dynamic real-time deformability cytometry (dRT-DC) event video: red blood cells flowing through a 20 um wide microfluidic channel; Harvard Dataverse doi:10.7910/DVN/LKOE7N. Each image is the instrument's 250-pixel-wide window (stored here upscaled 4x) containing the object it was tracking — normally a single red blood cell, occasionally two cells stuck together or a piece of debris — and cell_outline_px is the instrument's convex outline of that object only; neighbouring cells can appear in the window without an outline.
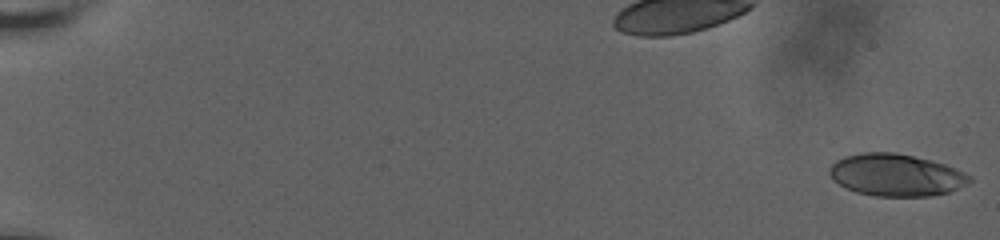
{"species": "human", "species_latin": "Homo sapiens", "temperature_condition": "room temperature", "stored_images_in_passage": 28, "camera_frame_rate_fps": 3000, "um_per_image_px": 0.085, "donor": {"sex": "male"}, "frame": {"image": 1, "passage_image": 1, "time_ms": 0.0, "image_size_px": [1000, 240], "cell_outline_px": [[972, 180], [968, 184], [948, 192], [932, 196], [876, 196], [856, 192], [832, 180], [828, 172], [828, 168], [836, 160], [844, 156], [864, 152], [896, 152], [944, 164], [956, 168], [972, 176]], "centroid_in_image_um": [76.15, 14.87], "position_along_channel_um": 8.8, "area_um2": 34.45}}
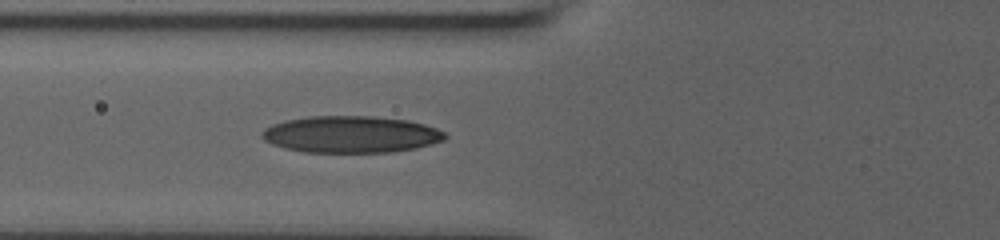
{"frame": {"image": 2, "passage_image": 21, "time_ms": 8.333, "image_size_px": [1000, 240], "cell_outline_px": [[448, 136], [444, 140], [432, 144], [416, 148], [392, 152], [304, 152], [284, 148], [272, 144], [264, 140], [260, 136], [260, 132], [264, 128], [272, 124], [284, 120], [308, 116], [372, 116], [408, 120], [424, 124], [436, 128], [444, 132]], "centroid_in_image_um": [29.8, 11.42], "position_along_channel_um": 96.0, "area_um2": 39.54}}
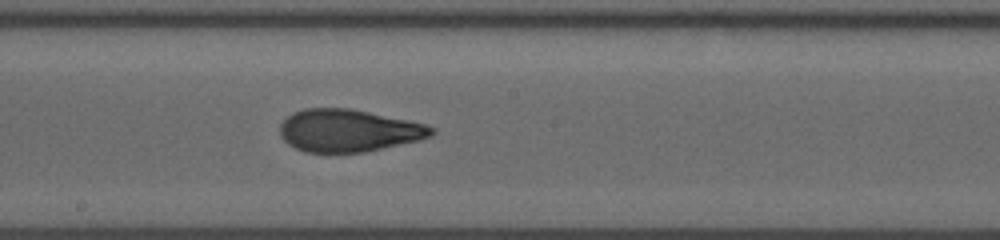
{"frame": {"image": 3, "passage_image": 28, "time_ms": 11.667, "image_size_px": [1000, 240], "cell_outline_px": [[436, 132], [432, 136], [420, 140], [364, 152], [304, 152], [288, 144], [280, 136], [280, 124], [292, 112], [304, 108], [352, 108], [408, 120], [424, 124], [436, 128]], "centroid_in_image_um": [29.63, 11.09], "position_along_channel_um": 218.6, "area_um2": 37.63}}